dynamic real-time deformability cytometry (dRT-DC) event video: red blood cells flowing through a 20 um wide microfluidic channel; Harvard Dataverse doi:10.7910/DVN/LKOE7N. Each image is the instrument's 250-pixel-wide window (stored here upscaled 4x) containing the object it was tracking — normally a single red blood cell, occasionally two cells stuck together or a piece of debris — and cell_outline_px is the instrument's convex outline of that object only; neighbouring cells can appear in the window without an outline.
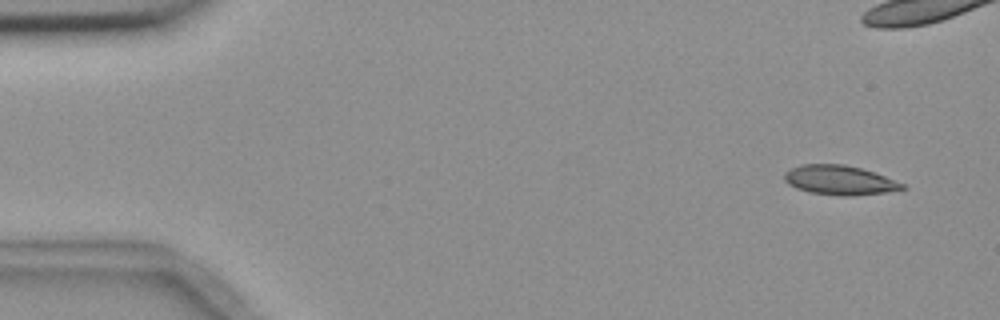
{"species": "common noctule bat (a hibernating species)", "species_latin": "Nyctalus noctula", "temperature_condition": "room temperature", "stored_images_in_passage": 9, "camera_frame_rate_fps": 3000, "um_per_image_px": 0.085, "animal": {"sex": "female", "body_mass_g": 18.4}, "frame": {"image": 1, "passage_image": 1, "time_ms": 0.0, "image_size_px": [1000, 320], "cell_outline_px": [[908, 188], [884, 192], [848, 196], [840, 196], [808, 192], [796, 188], [788, 184], [784, 180], [784, 172], [800, 164], [844, 164], [860, 168], [884, 176], [904, 184]], "centroid_in_image_um": [71.31, 15.31], "position_along_channel_um": 13.7, "area_um2": 20.11}}
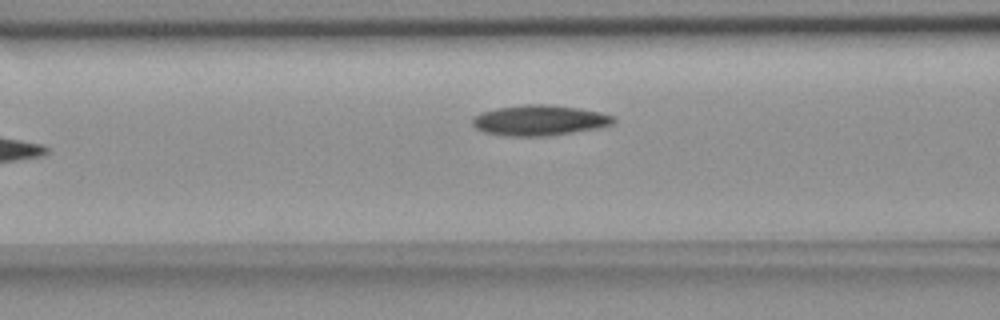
{"frame": {"image": 2, "passage_image": 7, "time_ms": 7.333, "image_size_px": [1000, 320], "cell_outline_px": [[616, 120], [612, 124], [600, 128], [544, 136], [508, 136], [484, 132], [476, 128], [472, 124], [472, 116], [480, 112], [496, 108], [524, 104], [548, 104], [576, 108], [600, 112], [616, 116]], "centroid_in_image_um": [45.84, 10.22], "position_along_channel_um": 120.8, "area_um2": 25.14}}
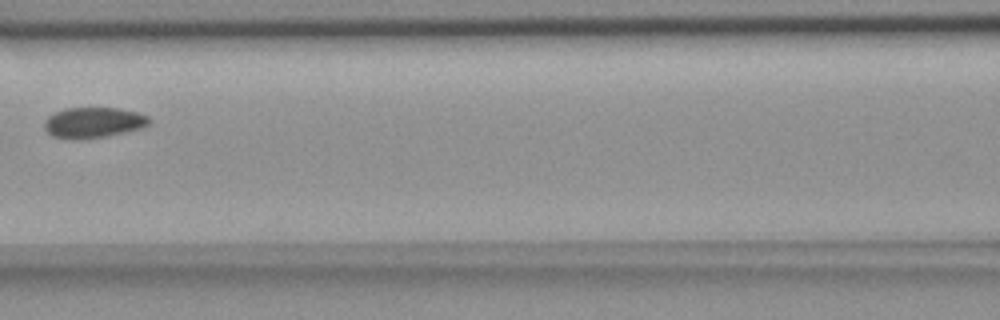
{"frame": {"image": 3, "passage_image": 9, "time_ms": 10.667, "image_size_px": [1000, 320], "cell_outline_px": [[152, 120], [148, 124], [140, 128], [124, 132], [104, 136], [72, 140], [52, 136], [44, 128], [44, 120], [48, 116], [64, 108], [120, 108], [136, 112], [148, 116]], "centroid_in_image_um": [7.91, 10.41], "position_along_channel_um": 158.7, "area_um2": 18.61}}